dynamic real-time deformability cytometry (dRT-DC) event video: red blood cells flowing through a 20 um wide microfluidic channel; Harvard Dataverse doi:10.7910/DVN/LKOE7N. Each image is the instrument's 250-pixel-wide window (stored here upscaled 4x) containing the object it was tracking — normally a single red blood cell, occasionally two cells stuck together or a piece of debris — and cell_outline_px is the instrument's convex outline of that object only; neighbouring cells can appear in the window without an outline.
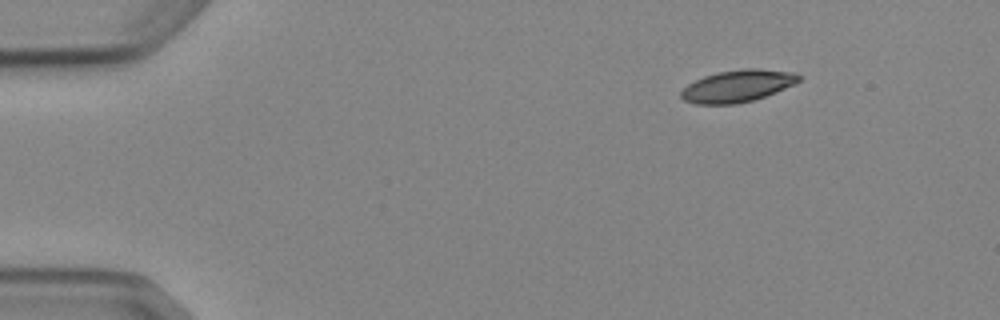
{"species": "Egyptian fruit bat (a non-hibernating species)", "species_latin": "Rousettus aegyptiacus", "temperature_condition": "cold", "stored_images_in_passage": 3, "camera_frame_rate_fps": 3000, "um_per_image_px": 0.085, "animal": {"sex": "female"}, "frame": {"image": 1, "passage_image": 1, "time_ms": 0.0, "image_size_px": [1000, 320], "cell_outline_px": [[800, 80], [784, 88], [764, 96], [752, 100], [736, 104], [696, 104], [684, 100], [680, 96], [680, 92], [688, 84], [704, 76], [716, 72], [744, 68], [760, 68], [796, 72], [800, 76]], "centroid_in_image_um": [62.67, 7.29], "position_along_channel_um": 22.3, "area_um2": 21.91}}